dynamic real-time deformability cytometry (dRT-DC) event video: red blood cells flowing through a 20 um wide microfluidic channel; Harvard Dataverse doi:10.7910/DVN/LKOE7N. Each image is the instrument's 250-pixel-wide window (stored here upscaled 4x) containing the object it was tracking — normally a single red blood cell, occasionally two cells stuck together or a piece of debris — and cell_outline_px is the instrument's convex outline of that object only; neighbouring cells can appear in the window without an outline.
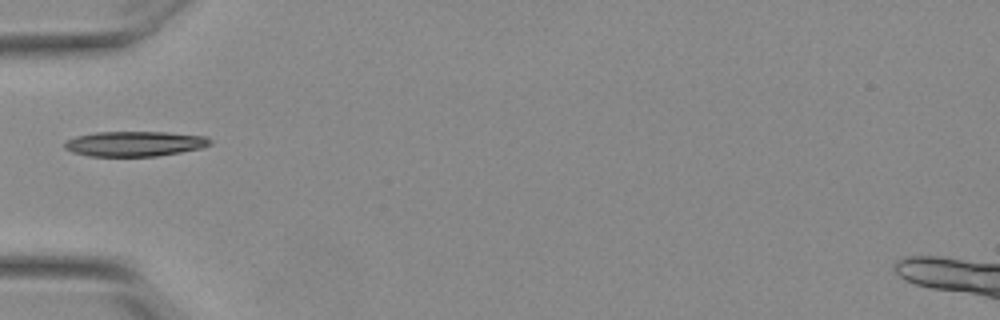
{"species": "Egyptian fruit bat (a non-hibernating species)", "species_latin": "Rousettus aegyptiacus", "temperature_condition": "warm", "stored_images_in_passage": 31, "camera_frame_rate_fps": 3000, "um_per_image_px": 0.085, "animal": {"sex": "female"}, "frame": {"image": 1, "passage_image": 1, "time_ms": 0.0, "image_size_px": [1000, 320], "cell_outline_px": [[212, 144], [200, 148], [180, 152], [156, 156], [88, 156], [72, 152], [64, 148], [64, 144], [68, 140], [76, 136], [96, 132], [168, 132], [208, 136], [212, 140]], "centroid_in_image_um": [11.47, 12.21], "position_along_channel_um": 73.5, "area_um2": 21.33}}
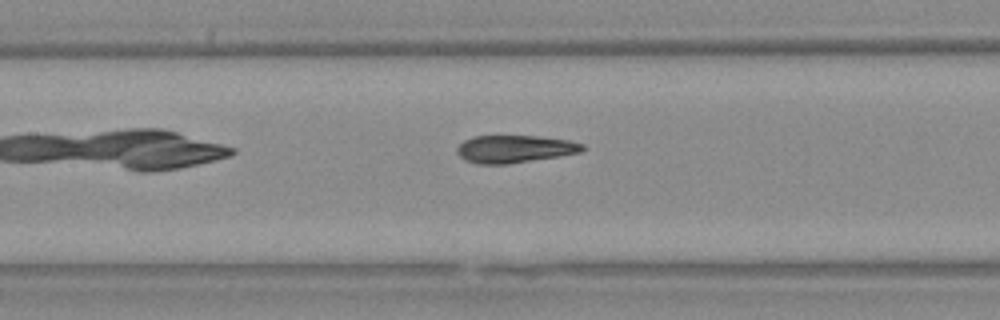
{"frame": {"image": 2, "passage_image": 8, "time_ms": 2.333, "image_size_px": [1000, 320], "cell_outline_px": [[584, 148], [580, 152], [508, 164], [476, 164], [464, 160], [456, 152], [456, 148], [464, 140], [472, 136], [536, 136], [568, 140], [584, 144]], "centroid_in_image_um": [43.68, 12.66], "position_along_channel_um": 163.7, "area_um2": 20.0}}
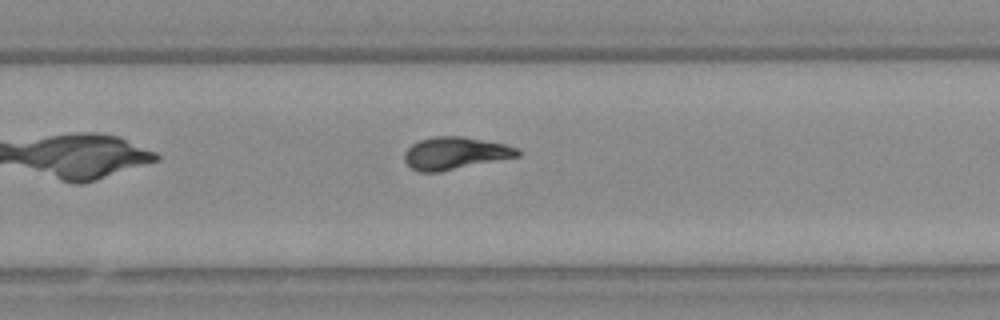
{"frame": {"image": 3, "passage_image": 18, "time_ms": 5.667, "image_size_px": [1000, 320], "cell_outline_px": [[520, 156], [440, 172], [420, 172], [412, 168], [404, 160], [404, 152], [412, 144], [420, 140], [432, 136], [460, 136], [504, 144], [516, 148], [520, 152]], "centroid_in_image_um": [38.66, 13.03], "position_along_channel_um": 291.1, "area_um2": 21.21}, "authors_computed_cell_mechanics": {"area_um2": 20.808, "velocity_mm_per_s": 3.847, "shape_relaxation_time_tau1_ms": 5.8931, "shape_relaxation_time_tau2_ms": 1.1637, "deformation_change_tau1": 0.2128, "deformation_change_tau2": 0.0845}}